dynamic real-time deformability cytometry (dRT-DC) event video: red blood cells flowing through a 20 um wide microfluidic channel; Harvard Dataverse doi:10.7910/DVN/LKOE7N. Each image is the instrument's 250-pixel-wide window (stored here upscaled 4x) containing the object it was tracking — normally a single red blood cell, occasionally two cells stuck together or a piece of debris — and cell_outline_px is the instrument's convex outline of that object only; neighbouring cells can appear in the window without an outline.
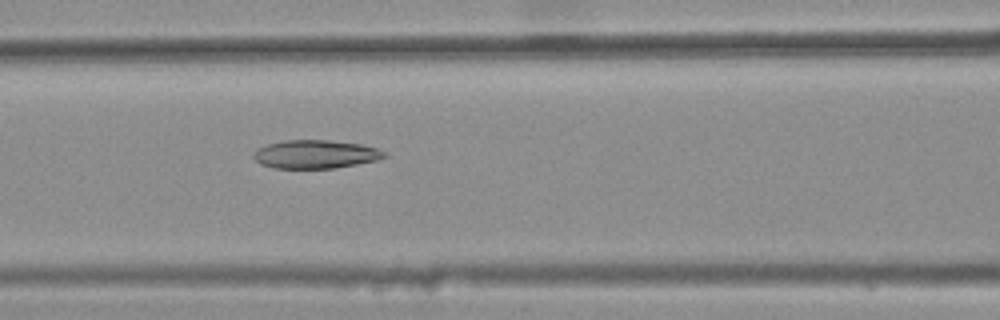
{"species": "common noctule bat (a hibernating species)", "species_latin": "Nyctalus noctula", "temperature_condition": "warm", "stored_images_in_passage": 46, "camera_frame_rate_fps": 3000, "um_per_image_px": 0.085, "animal": {"sex": "female", "body_mass_g": 25.1}, "frame": {"image": 1, "passage_image": 22, "time_ms": 7.0, "image_size_px": [1000, 320], "cell_outline_px": [[388, 156], [376, 160], [336, 168], [272, 168], [260, 164], [252, 156], [252, 152], [256, 148], [268, 144], [284, 140], [328, 140], [360, 144], [376, 148], [388, 152]], "centroid_in_image_um": [26.79, 13.11], "position_along_channel_um": 139.8, "area_um2": 21.79}}
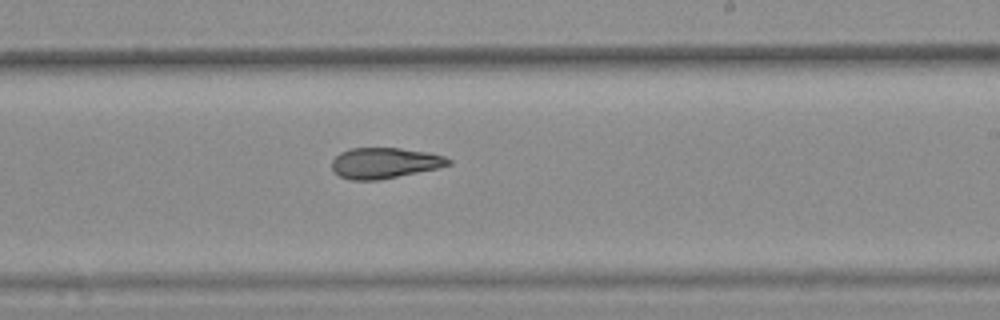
{"frame": {"image": 2, "passage_image": 31, "time_ms": 10.0, "image_size_px": [1000, 320], "cell_outline_px": [[452, 164], [436, 168], [380, 180], [352, 180], [340, 176], [332, 168], [332, 160], [340, 152], [352, 148], [400, 148], [428, 152], [444, 156], [452, 160]], "centroid_in_image_um": [32.7, 13.85], "position_along_channel_um": 256.3, "area_um2": 20.75}}
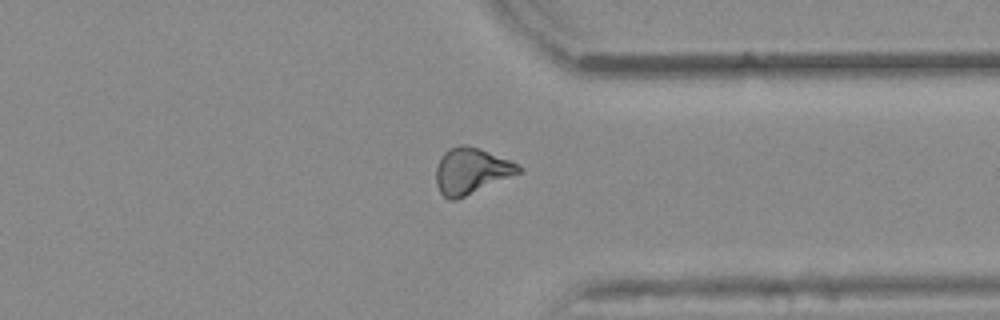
{"frame": {"image": 3, "passage_image": 40, "time_ms": 13.0, "image_size_px": [1000, 320], "cell_outline_px": [[520, 172], [456, 200], [448, 200], [440, 192], [436, 184], [436, 168], [444, 152], [448, 148], [460, 144], [464, 144], [488, 152], [508, 160], [516, 164], [520, 168]], "centroid_in_image_um": [39.98, 14.53], "position_along_channel_um": 371.4, "area_um2": 21.56}, "authors_computed_cell_mechanics": {"area_um2": 22.1085, "velocity_mm_per_s": 3.8893, "shape_relaxation_time_tau1_ms": null, "shape_relaxation_time_tau2_ms": 3.4412, "deformation_change_tau1": null, "deformation_change_tau2": 0.1119}}